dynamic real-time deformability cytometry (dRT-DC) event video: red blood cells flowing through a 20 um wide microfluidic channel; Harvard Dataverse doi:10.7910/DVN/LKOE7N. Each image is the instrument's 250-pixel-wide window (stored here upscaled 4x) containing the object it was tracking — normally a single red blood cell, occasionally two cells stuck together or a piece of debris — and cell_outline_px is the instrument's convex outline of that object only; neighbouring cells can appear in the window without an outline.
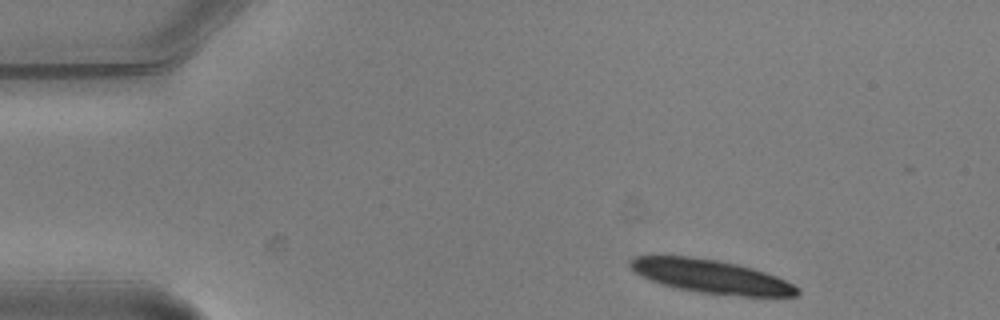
{"species": "common noctule bat (a hibernating species)", "species_latin": "Nyctalus noctula", "temperature_condition": "warm", "stored_images_in_passage": 7, "camera_frame_rate_fps": 3000, "um_per_image_px": 0.085, "animal": {"sex": "male", "body_mass_g": 20.5, "forearm_length_mm": 52.5}, "frame": {"image": 1, "passage_image": 1, "time_ms": 0.0, "image_size_px": [1000, 320], "cell_outline_px": [[800, 292], [796, 296], [740, 296], [700, 292], [680, 288], [664, 284], [652, 280], [636, 272], [628, 264], [628, 260], [632, 256], [692, 256], [720, 260], [752, 268], [776, 276], [800, 288]], "centroid_in_image_um": [60.46, 23.48], "position_along_channel_um": 24.5, "area_um2": 32.31}}
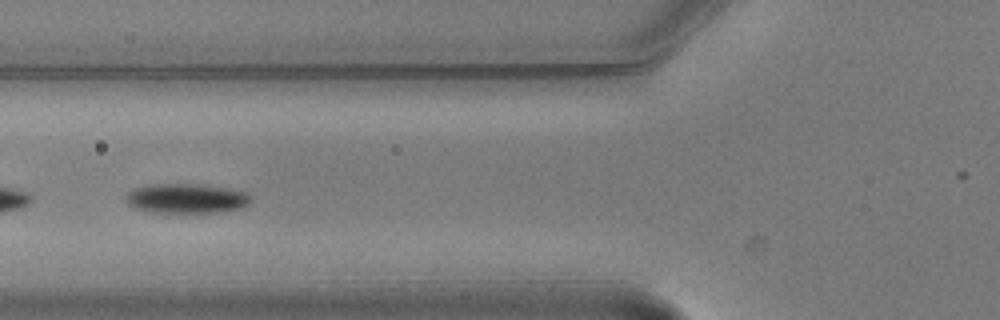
{"frame": {"image": 2, "passage_image": 5, "time_ms": 1.333, "image_size_px": [1000, 320], "cell_outline_px": [[252, 200], [248, 204], [240, 208], [224, 212], [152, 212], [136, 208], [128, 204], [124, 196], [132, 188], [148, 184], [196, 184], [228, 188], [248, 192], [252, 196]], "centroid_in_image_um": [15.85, 16.86], "position_along_channel_um": 109.9, "area_um2": 21.79}}
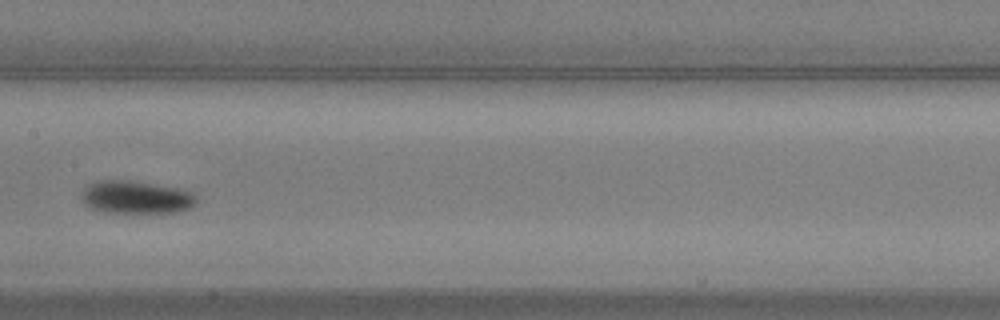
{"frame": {"image": 3, "passage_image": 7, "time_ms": 2.0, "image_size_px": [1000, 320], "cell_outline_px": [[196, 200], [192, 208], [180, 212], [104, 212], [92, 208], [84, 204], [80, 196], [84, 188], [88, 184], [96, 180], [132, 180], [180, 188], [192, 192], [196, 196]], "centroid_in_image_um": [11.56, 16.75], "position_along_channel_um": 195.8, "area_um2": 22.25}}